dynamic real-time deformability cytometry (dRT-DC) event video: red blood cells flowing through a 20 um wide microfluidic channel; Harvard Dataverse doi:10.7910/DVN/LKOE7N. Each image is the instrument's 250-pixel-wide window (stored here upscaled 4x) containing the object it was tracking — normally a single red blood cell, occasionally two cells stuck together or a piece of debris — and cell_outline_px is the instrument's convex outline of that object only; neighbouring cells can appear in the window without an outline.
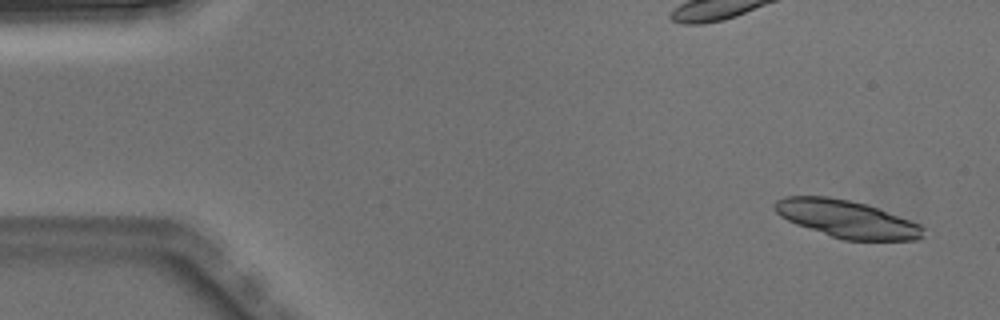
{"species": "Egyptian fruit bat (a non-hibernating species)", "species_latin": "Rousettus aegyptiacus", "temperature_condition": "warm", "stored_images_in_passage": 5, "camera_frame_rate_fps": 3000, "um_per_image_px": 0.085, "animal": {"sex": "male"}, "frame": {"image": 1, "passage_image": 1, "time_ms": 0.0, "image_size_px": [1000, 320], "cell_outline_px": [[924, 236], [916, 240], [844, 240], [796, 224], [780, 216], [772, 208], [772, 204], [776, 200], [788, 196], [828, 196], [868, 204], [920, 224], [924, 228]], "centroid_in_image_um": [71.97, 18.6], "position_along_channel_um": 13.0, "area_um2": 32.37}}
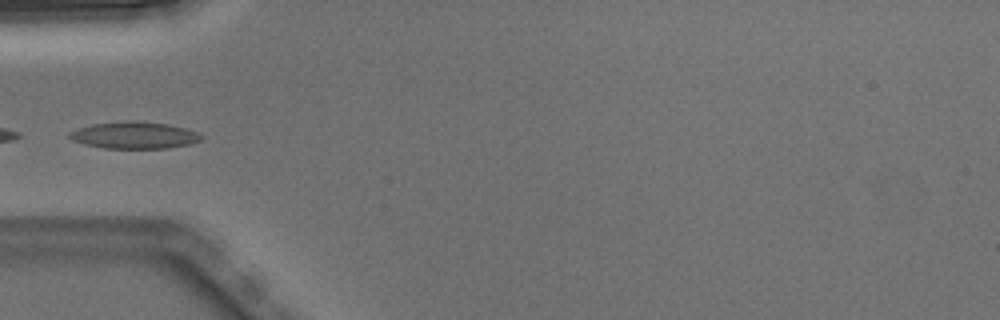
{"frame": {"image": 2, "passage_image": 5, "time_ms": 1.333, "image_size_px": [1000, 320], "cell_outline_px": [[204, 136], [200, 140], [188, 144], [168, 148], [104, 148], [84, 144], [72, 140], [68, 136], [68, 132], [92, 124], [124, 120], [136, 120], [168, 124], [188, 128], [200, 132]], "centroid_in_image_um": [11.44, 11.48], "position_along_channel_um": 73.6, "area_um2": 20.87}}